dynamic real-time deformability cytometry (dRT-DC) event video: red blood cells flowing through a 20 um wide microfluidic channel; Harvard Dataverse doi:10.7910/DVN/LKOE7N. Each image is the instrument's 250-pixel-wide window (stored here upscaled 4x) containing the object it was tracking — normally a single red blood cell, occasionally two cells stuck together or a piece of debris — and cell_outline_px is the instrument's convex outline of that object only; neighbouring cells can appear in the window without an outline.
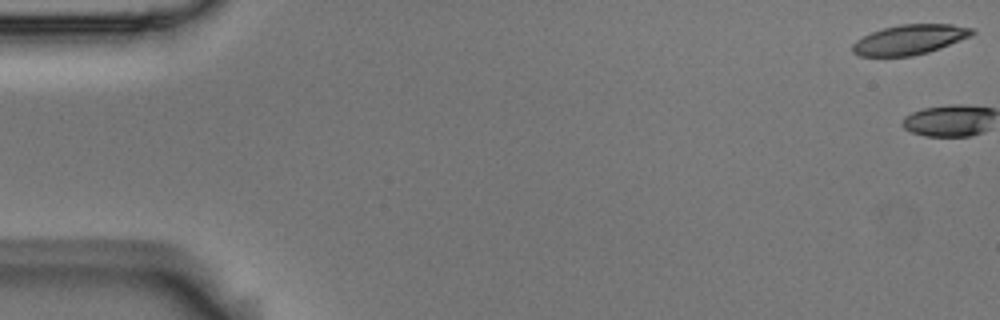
{"species": "Egyptian fruit bat (a non-hibernating species)", "species_latin": "Rousettus aegyptiacus", "temperature_condition": "room temperature", "stored_images_in_passage": 5, "camera_frame_rate_fps": 3000, "um_per_image_px": 0.085, "animal": {"sex": "male"}, "frame": {"image": 1, "passage_image": 1, "time_ms": 0.0, "image_size_px": [1000, 320], "cell_outline_px": [[976, 32], [972, 36], [940, 48], [928, 52], [912, 56], [860, 56], [852, 52], [852, 44], [856, 40], [872, 32], [884, 28], [900, 24], [952, 24], [972, 28]], "centroid_in_image_um": [77.34, 3.36], "position_along_channel_um": 7.7, "area_um2": 20.81}}